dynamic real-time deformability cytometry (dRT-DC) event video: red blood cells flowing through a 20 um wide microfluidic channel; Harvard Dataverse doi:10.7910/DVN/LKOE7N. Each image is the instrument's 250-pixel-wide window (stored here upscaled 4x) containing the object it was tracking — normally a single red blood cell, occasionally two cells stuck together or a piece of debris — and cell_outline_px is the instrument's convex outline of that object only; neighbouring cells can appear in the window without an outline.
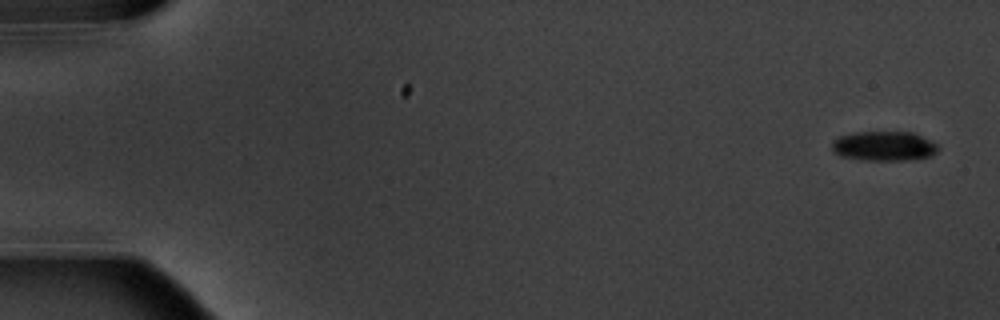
{"species": "common noctule bat (a hibernating species)", "species_latin": "Nyctalus noctula", "temperature_condition": "warm", "stored_images_in_passage": 7, "camera_frame_rate_fps": 3000, "um_per_image_px": 0.085, "animal": {"sex": "male", "body_mass_g": 20.1, "forearm_length_mm": 53.5}, "frame": {"image": 1, "passage_image": 1, "time_ms": 0.0, "image_size_px": [1000, 320], "cell_outline_px": [[940, 148], [932, 156], [912, 160], [860, 160], [840, 156], [832, 148], [832, 140], [840, 136], [856, 132], [912, 132], [936, 144]], "centroid_in_image_um": [75.13, 12.43], "position_along_channel_um": 9.9, "area_um2": 18.32}}
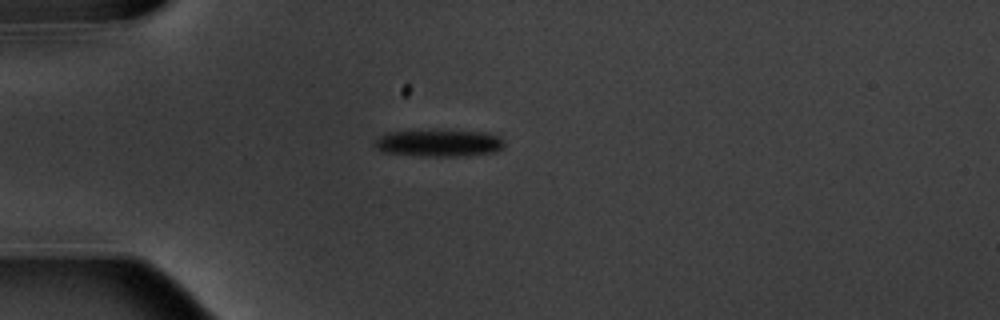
{"frame": {"image": 2, "passage_image": 5, "time_ms": 4.667, "image_size_px": [1000, 320], "cell_outline_px": [[504, 148], [496, 152], [468, 156], [420, 156], [380, 152], [372, 144], [384, 132], [440, 128], [484, 132], [500, 136], [504, 140]], "centroid_in_image_um": [37.3, 12.13], "position_along_channel_um": 47.7, "area_um2": 21.62}}